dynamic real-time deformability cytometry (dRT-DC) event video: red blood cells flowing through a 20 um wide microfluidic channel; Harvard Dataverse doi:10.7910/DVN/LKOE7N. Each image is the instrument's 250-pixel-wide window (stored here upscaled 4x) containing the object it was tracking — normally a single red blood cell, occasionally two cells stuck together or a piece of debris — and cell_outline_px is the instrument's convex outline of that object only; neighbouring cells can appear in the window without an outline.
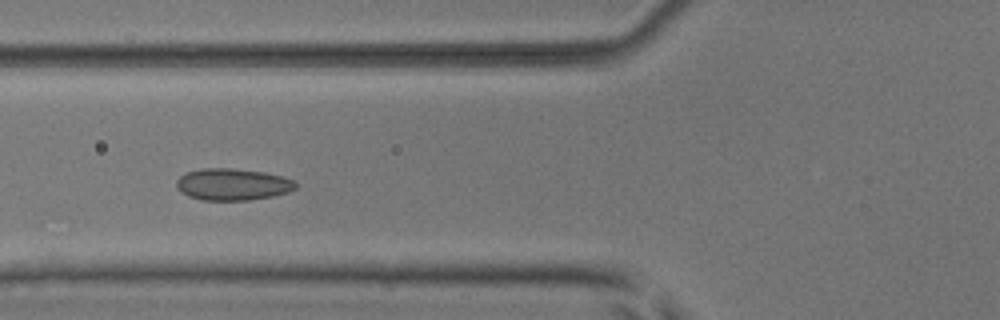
{"species": "common noctule bat (a hibernating species)", "species_latin": "Nyctalus noctula", "temperature_condition": "room temperature", "stored_images_in_passage": 37, "camera_frame_rate_fps": 3000, "um_per_image_px": 0.085, "animal": {"sex": "male", "body_mass_g": 17.9, "forearm_length_mm": 54.2}, "frame": {"image": 1, "passage_image": 5, "time_ms": 1.333, "image_size_px": [1000, 320], "cell_outline_px": [[296, 188], [288, 192], [272, 196], [248, 200], [204, 200], [188, 196], [176, 184], [176, 180], [184, 172], [204, 168], [232, 168], [264, 172], [296, 180]], "centroid_in_image_um": [19.79, 15.66], "position_along_channel_um": 106.0, "area_um2": 21.96}}
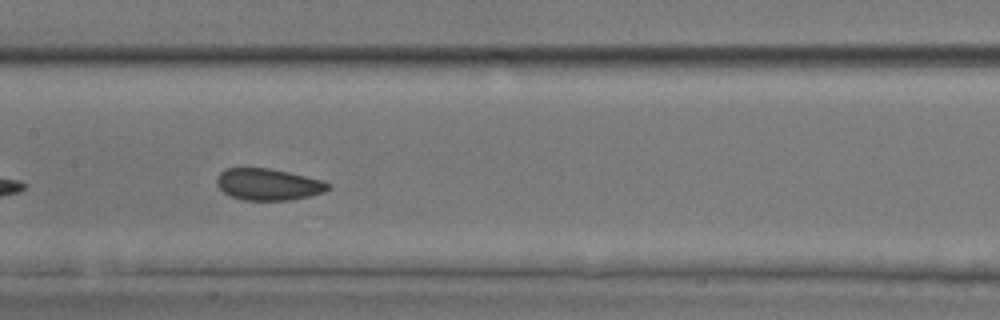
{"frame": {"image": 2, "passage_image": 11, "time_ms": 3.333, "image_size_px": [1000, 320], "cell_outline_px": [[328, 188], [324, 192], [308, 196], [288, 200], [244, 200], [232, 196], [224, 192], [216, 184], [216, 176], [224, 168], [268, 168], [288, 172], [320, 180], [328, 184]], "centroid_in_image_um": [22.73, 15.67], "position_along_channel_um": 184.7, "area_um2": 20.23}}
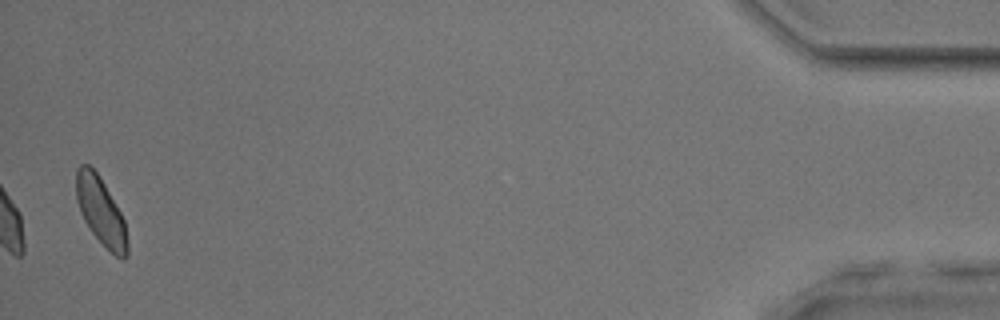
{"frame": {"image": 3, "passage_image": 36, "time_ms": 11.667, "image_size_px": [1000, 320], "cell_outline_px": [[128, 256], [124, 260], [116, 256], [92, 232], [84, 220], [80, 212], [76, 200], [76, 168], [80, 164], [88, 164], [96, 172], [104, 184], [120, 212], [124, 220], [128, 244]], "centroid_in_image_um": [8.56, 17.95], "position_along_channel_um": 426.6, "area_um2": 19.83}, "authors_computed_cell_mechanics": {"area_um2": 20.5768, "velocity_mm_per_s": 3.9458, "shape_relaxation_time_tau1_ms": 6.3487, "shape_relaxation_time_tau2_ms": 1.4762, "deformation_change_tau1": 0.069, "deformation_change_tau2": 0.0542}}